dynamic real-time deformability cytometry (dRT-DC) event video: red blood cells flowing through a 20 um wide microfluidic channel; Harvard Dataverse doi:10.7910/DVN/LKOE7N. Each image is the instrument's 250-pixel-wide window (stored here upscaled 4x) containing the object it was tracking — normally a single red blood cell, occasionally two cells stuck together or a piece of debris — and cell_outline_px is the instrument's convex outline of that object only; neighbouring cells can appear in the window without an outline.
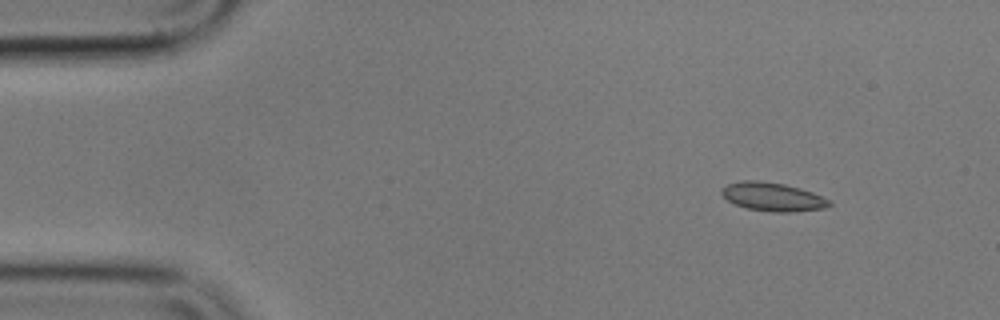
{"species": "common noctule bat (a hibernating species)", "species_latin": "Nyctalus noctula", "temperature_condition": "cold", "stored_images_in_passage": 50, "camera_frame_rate_fps": 3000, "um_per_image_px": 0.085, "animal": {"sex": "male", "body_mass_g": 17.9}, "frame": {"image": 1, "passage_image": 1, "time_ms": 0.0, "image_size_px": [1000, 320], "cell_outline_px": [[832, 204], [824, 208], [796, 212], [772, 212], [748, 208], [736, 204], [728, 200], [720, 192], [720, 188], [728, 184], [740, 180], [760, 180], [784, 184], [800, 188], [812, 192], [832, 200]], "centroid_in_image_um": [65.7, 16.72], "position_along_channel_um": 19.3, "area_um2": 18.03}}
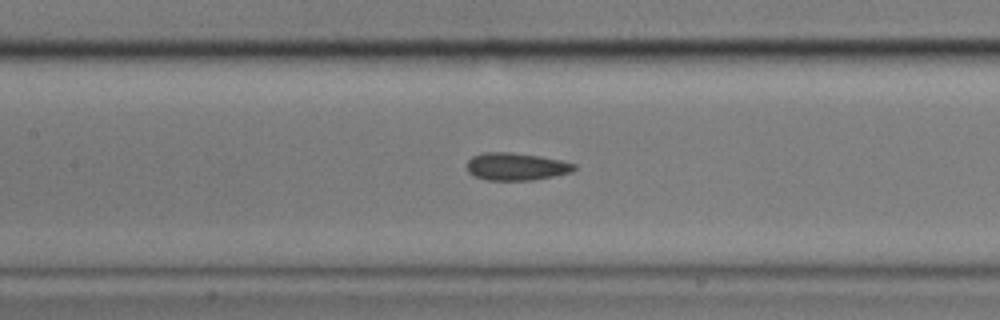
{"frame": {"image": 2, "passage_image": 20, "time_ms": 6.333, "image_size_px": [1000, 320], "cell_outline_px": [[576, 168], [572, 172], [532, 180], [488, 180], [476, 176], [468, 172], [468, 160], [472, 156], [480, 152], [512, 152], [540, 156], [560, 160], [576, 164]], "centroid_in_image_um": [43.87, 14.14], "position_along_channel_um": 163.5, "area_um2": 17.17}}
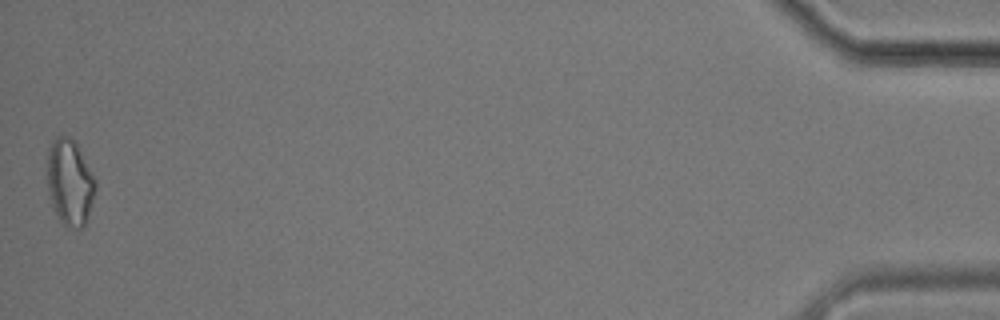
{"frame": {"image": 3, "passage_image": 50, "time_ms": 16.333, "image_size_px": [1000, 320], "cell_outline_px": [[96, 188], [84, 224], [80, 228], [72, 228], [64, 224], [60, 220], [52, 208], [48, 188], [48, 148], [52, 140], [56, 136], [68, 136], [76, 140], [96, 180]], "centroid_in_image_um": [5.93, 15.44], "position_along_channel_um": 429.3, "area_um2": 24.1}, "authors_computed_cell_mechanics": {"area_um2": 17.6579, "velocity_mm_per_s": 3.5955, "shape_relaxation_time_tau1_ms": 8.1694, "shape_relaxation_time_tau2_ms": 3.2996, "deformation_change_tau1": 0.1059, "deformation_change_tau2": 0.0843}}